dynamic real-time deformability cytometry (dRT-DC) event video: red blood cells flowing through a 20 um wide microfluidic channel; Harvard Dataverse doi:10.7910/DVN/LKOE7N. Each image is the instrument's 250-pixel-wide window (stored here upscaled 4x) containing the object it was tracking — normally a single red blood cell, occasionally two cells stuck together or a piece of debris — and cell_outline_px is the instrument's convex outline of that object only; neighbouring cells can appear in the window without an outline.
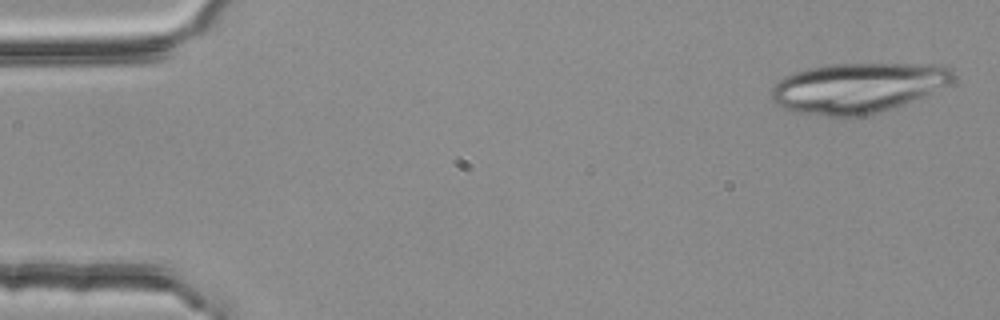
{"species": "common noctule bat (a hibernating species)", "species_latin": "Nyctalus noctula", "temperature_condition": "room temperature", "stored_images_in_passage": 4, "camera_frame_rate_fps": 3000, "um_per_image_px": 0.085, "animal": {"sex": "female", "body_mass_g": 25.1}, "frame": {"image": 1, "passage_image": 1, "time_ms": 0.0, "image_size_px": [1000, 320], "cell_outline_px": [[956, 76], [948, 84], [904, 104], [864, 116], [828, 116], [796, 112], [784, 108], [776, 104], [772, 100], [772, 88], [784, 76], [792, 72], [808, 68], [828, 64], [940, 64], [952, 68]], "centroid_in_image_um": [72.9, 7.45], "position_along_channel_um": 12.1, "area_um2": 52.83}}